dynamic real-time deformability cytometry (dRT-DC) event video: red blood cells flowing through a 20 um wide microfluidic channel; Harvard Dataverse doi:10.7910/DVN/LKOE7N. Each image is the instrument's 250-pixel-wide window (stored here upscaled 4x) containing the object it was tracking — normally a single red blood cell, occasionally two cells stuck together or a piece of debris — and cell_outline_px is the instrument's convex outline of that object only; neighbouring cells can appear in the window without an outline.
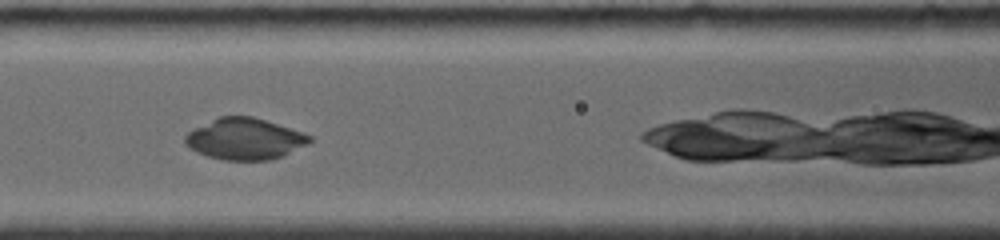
{"species": "common noctule bat (a hibernating species)", "species_latin": "Nyctalus noctula", "temperature_condition": "room temperature", "stored_images_in_passage": 5, "camera_frame_rate_fps": 4000, "um_per_image_px": 0.085, "animal": {"sex": "female", "body_mass_g": 19.0, "forearm_length_mm": 56.7}, "frame": {"image": 1, "passage_image": 4, "time_ms": 2.5, "image_size_px": [1000, 240], "cell_outline_px": [[312, 140], [308, 144], [280, 156], [268, 160], [224, 160], [208, 156], [196, 152], [184, 144], [184, 136], [188, 132], [220, 116], [252, 116], [304, 132], [312, 136]], "centroid_in_image_um": [20.8, 11.81], "position_along_channel_um": 145.8, "area_um2": 29.77}}